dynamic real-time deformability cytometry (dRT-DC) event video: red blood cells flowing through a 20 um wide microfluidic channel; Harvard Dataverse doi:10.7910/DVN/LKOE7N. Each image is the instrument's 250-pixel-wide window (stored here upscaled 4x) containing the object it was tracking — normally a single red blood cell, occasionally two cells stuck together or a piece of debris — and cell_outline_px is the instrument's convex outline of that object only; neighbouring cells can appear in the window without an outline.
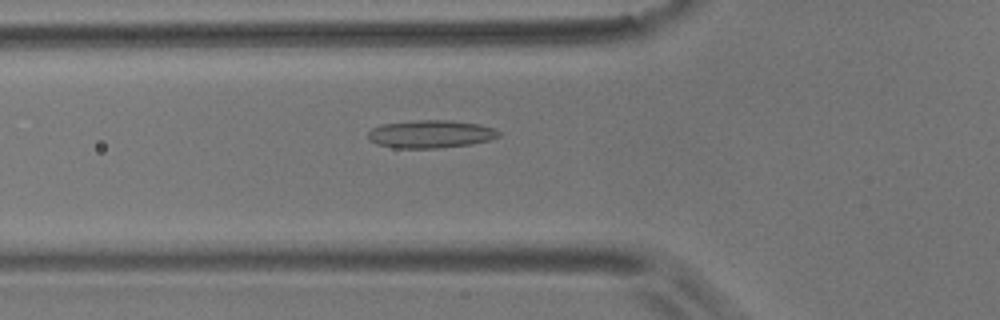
{"species": "common noctule bat (a hibernating species)", "species_latin": "Nyctalus noctula", "temperature_condition": "room temperature", "stored_images_in_passage": 39, "camera_frame_rate_fps": 3000, "um_per_image_px": 0.085, "animal": {"sex": "male", "body_mass_g": 17.9}, "frame": {"image": 1, "passage_image": 3, "time_ms": 0.667, "image_size_px": [1000, 320], "cell_outline_px": [[500, 136], [488, 140], [472, 144], [440, 148], [392, 148], [376, 144], [368, 140], [368, 132], [372, 128], [384, 124], [416, 120], [448, 120], [480, 124], [492, 128], [500, 132]], "centroid_in_image_um": [36.58, 11.4], "position_along_channel_um": 89.2, "area_um2": 21.27}}
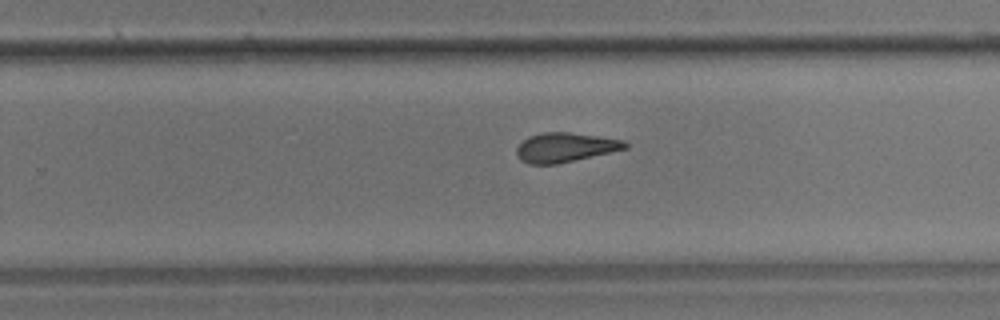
{"frame": {"image": 2, "passage_image": 19, "time_ms": 6.0, "image_size_px": [1000, 320], "cell_outline_px": [[628, 148], [556, 164], [528, 164], [520, 160], [516, 156], [516, 148], [528, 136], [544, 132], [568, 132], [624, 140], [628, 144]], "centroid_in_image_um": [48.0, 12.53], "position_along_channel_um": 281.8, "area_um2": 18.44}}
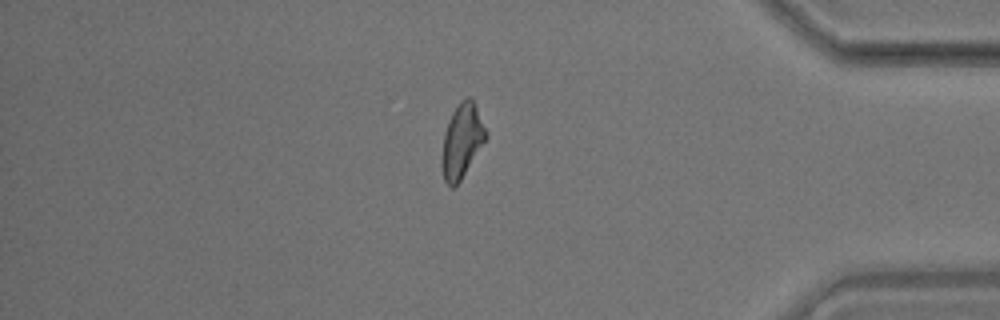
{"frame": {"image": 3, "passage_image": 31, "time_ms": 10.0, "image_size_px": [1000, 320], "cell_outline_px": [[488, 136], [460, 180], [452, 188], [444, 180], [440, 164], [440, 160], [444, 132], [448, 120], [452, 112], [460, 100], [468, 96], [472, 100], [488, 132]], "centroid_in_image_um": [39.23, 11.97], "position_along_channel_um": 396.0, "area_um2": 18.96}, "authors_computed_cell_mechanics": {"area_um2": 19.2474, "velocity_mm_per_s": 3.5981, "shape_relaxation_time_tau1_ms": null, "shape_relaxation_time_tau2_ms": 2.2976, "deformation_change_tau1": null, "deformation_change_tau2": 0.1}}